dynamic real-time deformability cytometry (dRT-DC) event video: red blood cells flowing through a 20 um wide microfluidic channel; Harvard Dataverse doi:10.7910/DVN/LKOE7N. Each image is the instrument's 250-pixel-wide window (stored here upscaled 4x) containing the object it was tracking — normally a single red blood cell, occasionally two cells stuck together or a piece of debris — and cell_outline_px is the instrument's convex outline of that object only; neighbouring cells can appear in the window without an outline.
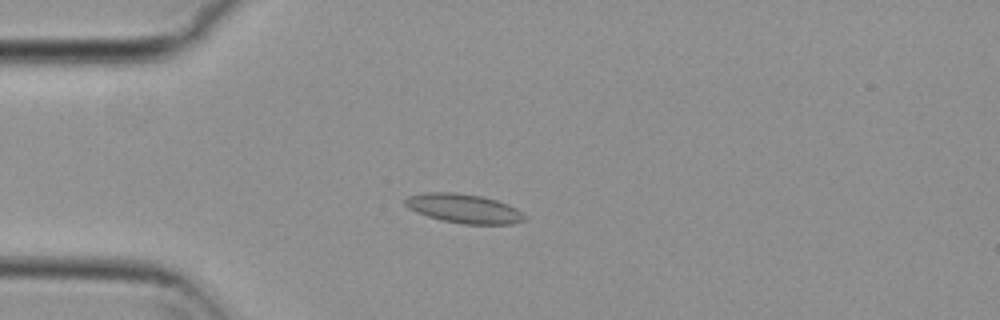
{"species": "common noctule bat (a hibernating species)", "species_latin": "Nyctalus noctula", "temperature_condition": "cold", "stored_images_in_passage": 54, "camera_frame_rate_fps": 3000, "um_per_image_px": 0.085, "animal": {"sex": "female", "body_mass_g": 29.2, "forearm_length_mm": 56.3}, "frame": {"image": 1, "passage_image": 13, "time_ms": 4.0, "image_size_px": [1000, 320], "cell_outline_px": [[528, 216], [524, 220], [512, 224], [464, 224], [440, 220], [428, 216], [408, 208], [404, 204], [404, 200], [408, 196], [428, 192], [456, 192], [480, 196], [496, 200], [508, 204], [516, 208]], "centroid_in_image_um": [39.44, 17.72], "position_along_channel_um": 45.6, "area_um2": 20.29}}
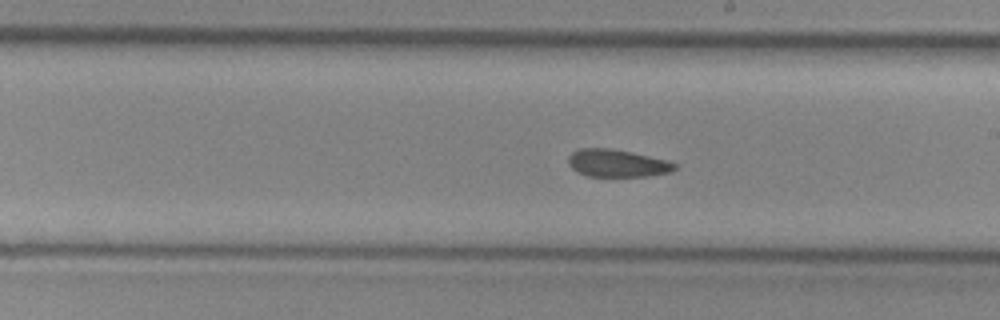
{"frame": {"image": 2, "passage_image": 30, "time_ms": 9.667, "image_size_px": [1000, 320], "cell_outline_px": [[676, 168], [672, 172], [648, 176], [588, 176], [576, 172], [568, 164], [568, 156], [572, 152], [580, 148], [612, 148], [632, 152], [668, 160], [676, 164]], "centroid_in_image_um": [52.45, 13.87], "position_along_channel_um": 236.5, "area_um2": 17.22}}
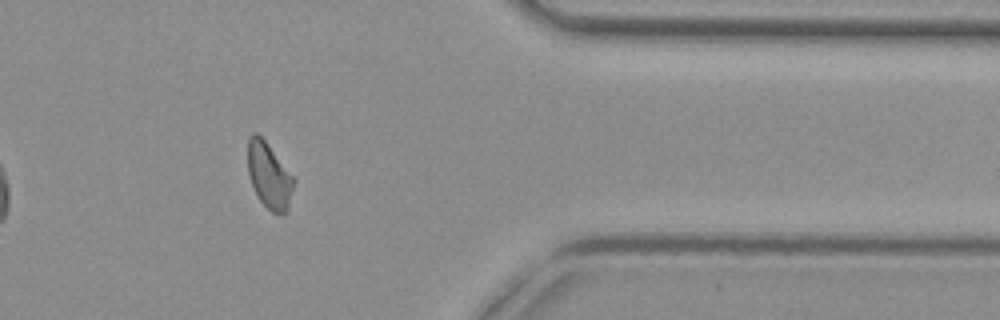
{"frame": {"image": 3, "passage_image": 44, "time_ms": 14.333, "image_size_px": [1000, 320], "cell_outline_px": [[296, 180], [288, 208], [284, 216], [280, 216], [272, 212], [256, 196], [248, 172], [248, 136], [252, 132], [256, 132], [264, 140]], "centroid_in_image_um": [22.88, 14.96], "position_along_channel_um": 388.5, "area_um2": 17.63}, "authors_computed_cell_mechanics": {"area_um2": 18.207, "velocity_mm_per_s": 3.6953, "shape_relaxation_time_tau1_ms": null, "shape_relaxation_time_tau2_ms": 2.9383, "deformation_change_tau1": null, "deformation_change_tau2": 0.0924}}